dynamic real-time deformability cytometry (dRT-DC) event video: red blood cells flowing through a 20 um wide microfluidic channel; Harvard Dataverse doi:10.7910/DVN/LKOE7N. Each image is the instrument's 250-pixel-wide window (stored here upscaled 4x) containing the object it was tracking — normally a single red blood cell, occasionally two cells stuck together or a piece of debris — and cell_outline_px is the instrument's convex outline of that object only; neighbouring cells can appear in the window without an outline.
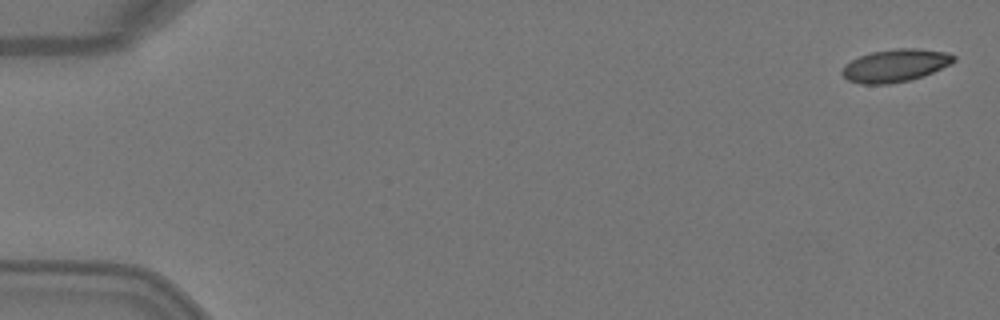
{"species": "Egyptian fruit bat (a non-hibernating species)", "species_latin": "Rousettus aegyptiacus", "temperature_condition": "warm", "stored_images_in_passage": 4, "camera_frame_rate_fps": 3000, "um_per_image_px": 0.085, "animal": {"sex": "female"}, "frame": {"image": 1, "passage_image": 1, "time_ms": 0.0, "image_size_px": [1000, 320], "cell_outline_px": [[956, 60], [952, 64], [924, 76], [908, 80], [888, 84], [860, 84], [848, 80], [840, 72], [844, 64], [860, 56], [872, 52], [896, 48], [916, 48], [944, 52], [956, 56]], "centroid_in_image_um": [76.1, 5.57], "position_along_channel_um": 8.9, "area_um2": 21.33}}
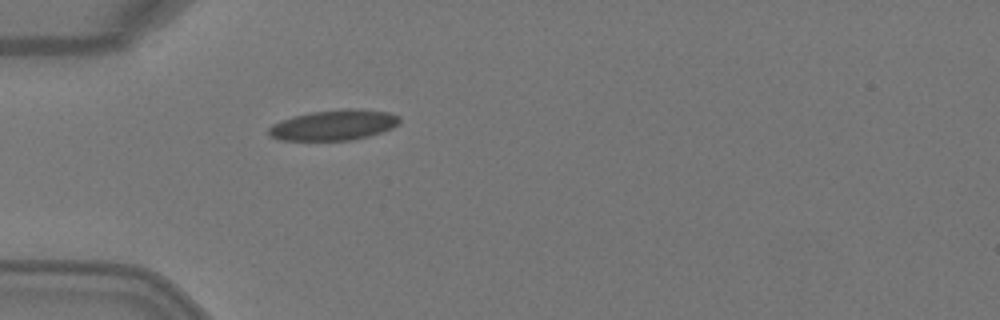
{"frame": {"image": 2, "passage_image": 4, "time_ms": 1.0, "image_size_px": [1000, 320], "cell_outline_px": [[400, 124], [392, 128], [368, 136], [352, 140], [280, 140], [268, 136], [268, 128], [272, 124], [280, 120], [292, 116], [312, 112], [344, 108], [356, 108], [388, 112], [400, 116]], "centroid_in_image_um": [28.36, 10.62], "position_along_channel_um": 56.6, "area_um2": 23.41}}